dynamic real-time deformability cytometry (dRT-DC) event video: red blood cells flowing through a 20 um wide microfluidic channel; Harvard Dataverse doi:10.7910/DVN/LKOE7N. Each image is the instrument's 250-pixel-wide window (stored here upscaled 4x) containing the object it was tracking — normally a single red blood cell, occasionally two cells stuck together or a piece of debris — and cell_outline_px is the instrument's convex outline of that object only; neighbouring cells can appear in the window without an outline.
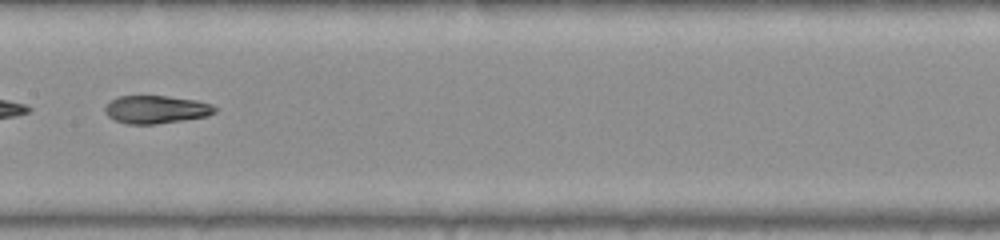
{"species": "common noctule bat (a hibernating species)", "species_latin": "Nyctalus noctula", "temperature_condition": "warm", "stored_images_in_passage": 33, "camera_frame_rate_fps": 3000, "um_per_image_px": 0.085, "animal": {"sex": "female", "body_mass_g": 22.0, "forearm_length_mm": 56.7}, "frame": {"image": 1, "passage_image": 10, "time_ms": 3.0, "image_size_px": [1000, 240], "cell_outline_px": [[216, 112], [208, 116], [156, 124], [128, 124], [116, 120], [108, 116], [104, 112], [104, 108], [112, 100], [120, 96], [168, 96], [196, 100], [212, 104], [216, 108]], "centroid_in_image_um": [13.29, 9.3], "position_along_channel_um": 194.1, "area_um2": 17.8}}
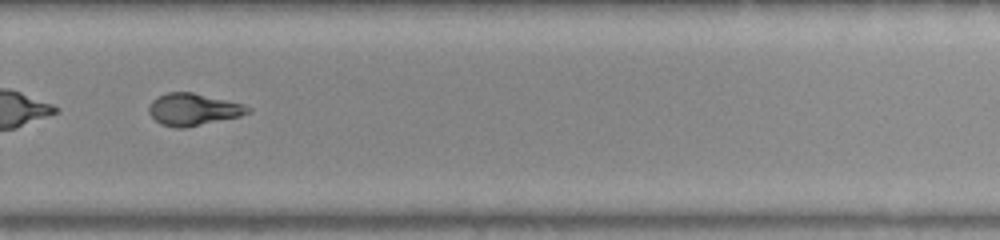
{"frame": {"image": 2, "passage_image": 19, "time_ms": 6.0, "image_size_px": [1000, 240], "cell_outline_px": [[252, 112], [240, 116], [184, 128], [176, 128], [160, 124], [148, 112], [148, 108], [152, 100], [156, 96], [168, 92], [192, 92], [244, 104], [252, 108]], "centroid_in_image_um": [16.42, 9.3], "position_along_channel_um": 313.4, "area_um2": 18.55}}